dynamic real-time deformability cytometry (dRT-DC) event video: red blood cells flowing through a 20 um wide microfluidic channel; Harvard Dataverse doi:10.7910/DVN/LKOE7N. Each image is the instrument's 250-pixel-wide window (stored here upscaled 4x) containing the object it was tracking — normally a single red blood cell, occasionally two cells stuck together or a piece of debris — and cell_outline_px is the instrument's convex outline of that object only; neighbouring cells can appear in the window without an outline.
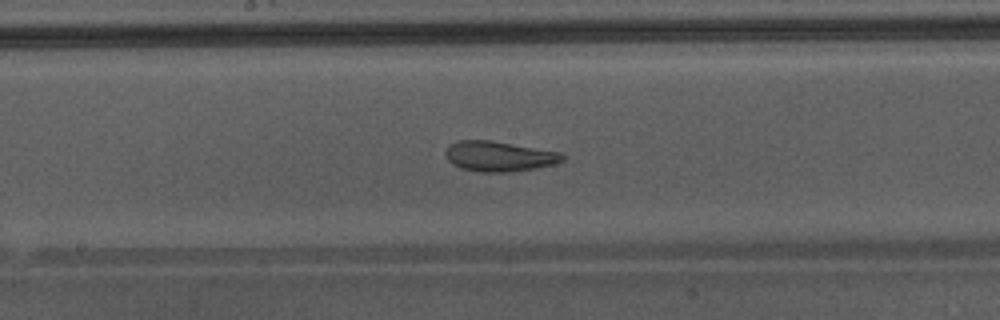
{"species": "Egyptian fruit bat (a non-hibernating species)", "species_latin": "Rousettus aegyptiacus", "temperature_condition": "warm", "stored_images_in_passage": 28, "camera_frame_rate_fps": 3000, "um_per_image_px": 0.085, "animal": {"sex": "male"}, "frame": {"image": 1, "passage_image": 13, "time_ms": 4.0, "image_size_px": [1000, 320], "cell_outline_px": [[564, 160], [556, 164], [536, 168], [512, 172], [480, 172], [460, 168], [452, 164], [448, 160], [444, 152], [456, 140], [492, 140], [560, 152], [564, 156]], "centroid_in_image_um": [42.43, 13.29], "position_along_channel_um": 205.8, "area_um2": 20.69}}
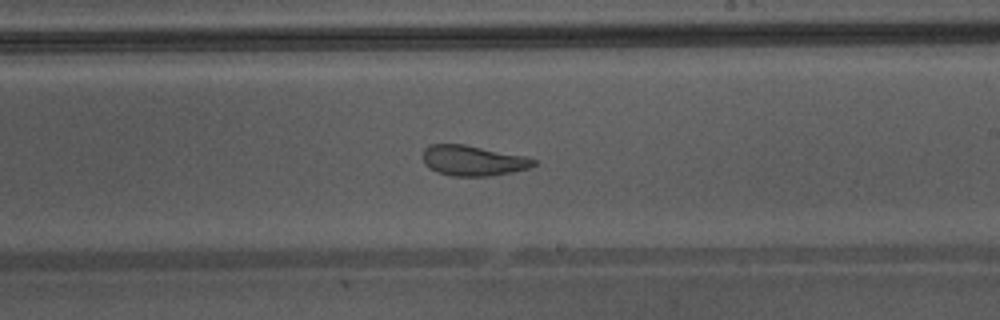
{"frame": {"image": 2, "passage_image": 16, "time_ms": 5.0, "image_size_px": [1000, 320], "cell_outline_px": [[536, 164], [528, 168], [512, 172], [492, 176], [452, 176], [436, 172], [428, 168], [424, 164], [424, 148], [428, 144], [464, 144], [528, 156], [536, 160]], "centroid_in_image_um": [40.21, 13.65], "position_along_channel_um": 248.8, "area_um2": 19.83}}